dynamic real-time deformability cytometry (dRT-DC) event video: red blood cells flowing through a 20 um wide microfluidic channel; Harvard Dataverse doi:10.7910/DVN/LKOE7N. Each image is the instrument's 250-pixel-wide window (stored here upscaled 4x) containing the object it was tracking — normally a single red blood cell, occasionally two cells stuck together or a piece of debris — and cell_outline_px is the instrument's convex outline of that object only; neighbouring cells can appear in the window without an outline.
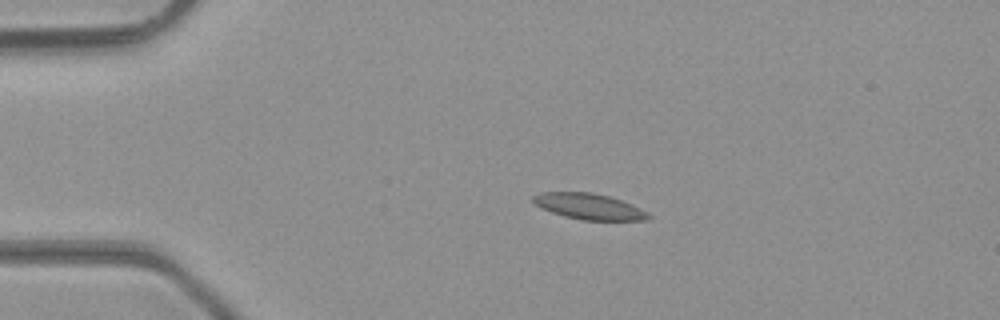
{"species": "common noctule bat (a hibernating species)", "species_latin": "Nyctalus noctula", "temperature_condition": "room temperature", "stored_images_in_passage": 49, "camera_frame_rate_fps": 3000, "um_per_image_px": 0.085, "animal": {"sex": "male", "body_mass_g": 23.1, "forearm_length_mm": 52.7}, "frame": {"image": 1, "passage_image": 11, "time_ms": 3.333, "image_size_px": [1000, 320], "cell_outline_px": [[652, 216], [648, 220], [580, 220], [564, 216], [540, 208], [532, 200], [532, 196], [540, 192], [592, 192], [608, 196], [632, 204], [648, 212]], "centroid_in_image_um": [50.07, 17.55], "position_along_channel_um": 34.9, "area_um2": 17.46}}
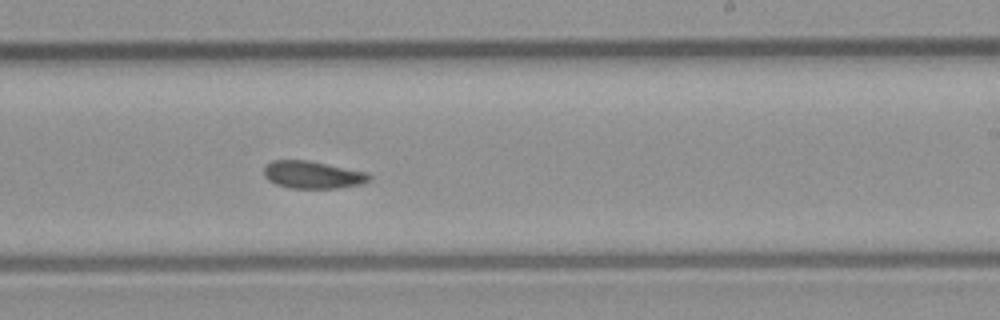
{"frame": {"image": 2, "passage_image": 30, "time_ms": 9.667, "image_size_px": [1000, 320], "cell_outline_px": [[372, 180], [364, 184], [336, 188], [292, 188], [276, 184], [268, 180], [264, 176], [264, 164], [272, 160], [308, 160], [368, 172], [372, 176]], "centroid_in_image_um": [26.6, 14.85], "position_along_channel_um": 262.4, "area_um2": 17.11}}
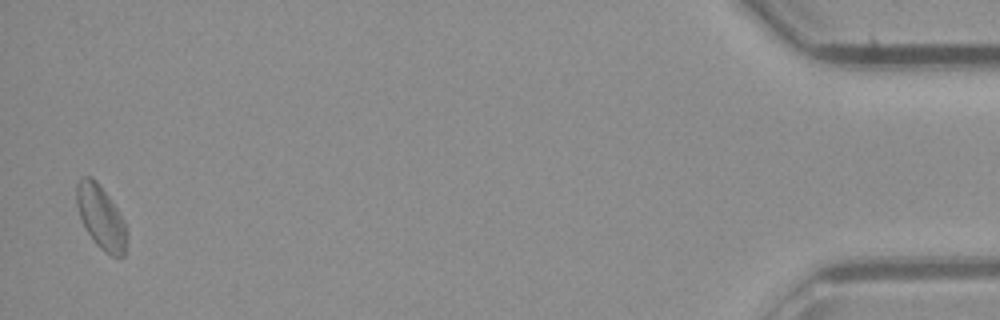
{"frame": {"image": 3, "passage_image": 48, "time_ms": 15.667, "image_size_px": [1000, 320], "cell_outline_px": [[124, 256], [112, 256], [104, 252], [96, 244], [88, 232], [80, 216], [76, 204], [76, 184], [84, 176], [92, 176], [96, 180], [108, 196], [124, 220]], "centroid_in_image_um": [8.53, 18.42], "position_along_channel_um": 426.7, "area_um2": 17.92}, "authors_computed_cell_mechanics": {"area_um2": 17.4556, "velocity_mm_per_s": 4.2854, "shape_relaxation_time_tau1_ms": null, "shape_relaxation_time_tau2_ms": 5.7619, "deformation_change_tau1": null, "deformation_change_tau2": 0.1201}}